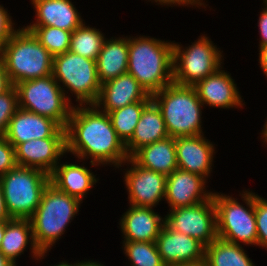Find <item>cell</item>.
Segmentation results:
<instances>
[{"label": "cell", "mask_w": 267, "mask_h": 266, "mask_svg": "<svg viewBox=\"0 0 267 266\" xmlns=\"http://www.w3.org/2000/svg\"><path fill=\"white\" fill-rule=\"evenodd\" d=\"M65 130L66 154L70 152L80 162L90 158L92 167L113 165L117 169L129 158L109 115L95 105L73 104Z\"/></svg>", "instance_id": "obj_1"}, {"label": "cell", "mask_w": 267, "mask_h": 266, "mask_svg": "<svg viewBox=\"0 0 267 266\" xmlns=\"http://www.w3.org/2000/svg\"><path fill=\"white\" fill-rule=\"evenodd\" d=\"M152 95L173 83V42L150 36H129L128 69Z\"/></svg>", "instance_id": "obj_2"}, {"label": "cell", "mask_w": 267, "mask_h": 266, "mask_svg": "<svg viewBox=\"0 0 267 266\" xmlns=\"http://www.w3.org/2000/svg\"><path fill=\"white\" fill-rule=\"evenodd\" d=\"M82 202L57 189L50 182L45 187L39 206L30 218L33 238L39 251L49 252L78 214Z\"/></svg>", "instance_id": "obj_3"}, {"label": "cell", "mask_w": 267, "mask_h": 266, "mask_svg": "<svg viewBox=\"0 0 267 266\" xmlns=\"http://www.w3.org/2000/svg\"><path fill=\"white\" fill-rule=\"evenodd\" d=\"M4 45L1 57L12 85L52 75L53 56L33 33L18 27Z\"/></svg>", "instance_id": "obj_4"}, {"label": "cell", "mask_w": 267, "mask_h": 266, "mask_svg": "<svg viewBox=\"0 0 267 266\" xmlns=\"http://www.w3.org/2000/svg\"><path fill=\"white\" fill-rule=\"evenodd\" d=\"M151 98L161 110L170 137L204 134L201 124L204 105L194 87L172 83Z\"/></svg>", "instance_id": "obj_5"}, {"label": "cell", "mask_w": 267, "mask_h": 266, "mask_svg": "<svg viewBox=\"0 0 267 266\" xmlns=\"http://www.w3.org/2000/svg\"><path fill=\"white\" fill-rule=\"evenodd\" d=\"M246 207L232 196L213 192L216 209L217 235L235 244L257 246V227L254 211V192H240ZM240 242V243H239Z\"/></svg>", "instance_id": "obj_6"}, {"label": "cell", "mask_w": 267, "mask_h": 266, "mask_svg": "<svg viewBox=\"0 0 267 266\" xmlns=\"http://www.w3.org/2000/svg\"><path fill=\"white\" fill-rule=\"evenodd\" d=\"M52 76L61 86L67 100L69 91L78 105H94L98 99L101 83L95 60L67 51L53 57ZM62 83V84H61ZM68 89V90H67ZM67 90V91H66Z\"/></svg>", "instance_id": "obj_7"}, {"label": "cell", "mask_w": 267, "mask_h": 266, "mask_svg": "<svg viewBox=\"0 0 267 266\" xmlns=\"http://www.w3.org/2000/svg\"><path fill=\"white\" fill-rule=\"evenodd\" d=\"M0 182L10 218L30 219L50 176L39 169L16 166L2 175Z\"/></svg>", "instance_id": "obj_8"}, {"label": "cell", "mask_w": 267, "mask_h": 266, "mask_svg": "<svg viewBox=\"0 0 267 266\" xmlns=\"http://www.w3.org/2000/svg\"><path fill=\"white\" fill-rule=\"evenodd\" d=\"M174 42L173 83L193 87L222 67L223 51L205 34L188 47Z\"/></svg>", "instance_id": "obj_9"}, {"label": "cell", "mask_w": 267, "mask_h": 266, "mask_svg": "<svg viewBox=\"0 0 267 266\" xmlns=\"http://www.w3.org/2000/svg\"><path fill=\"white\" fill-rule=\"evenodd\" d=\"M19 108L49 117L66 128L73 105L52 75L19 82Z\"/></svg>", "instance_id": "obj_10"}, {"label": "cell", "mask_w": 267, "mask_h": 266, "mask_svg": "<svg viewBox=\"0 0 267 266\" xmlns=\"http://www.w3.org/2000/svg\"><path fill=\"white\" fill-rule=\"evenodd\" d=\"M164 218L172 230L196 238L205 246L218 238L213 196L193 206L169 210Z\"/></svg>", "instance_id": "obj_11"}, {"label": "cell", "mask_w": 267, "mask_h": 266, "mask_svg": "<svg viewBox=\"0 0 267 266\" xmlns=\"http://www.w3.org/2000/svg\"><path fill=\"white\" fill-rule=\"evenodd\" d=\"M14 148L17 166L39 169L50 175L66 155V130L60 127L51 137L26 141Z\"/></svg>", "instance_id": "obj_12"}, {"label": "cell", "mask_w": 267, "mask_h": 266, "mask_svg": "<svg viewBox=\"0 0 267 266\" xmlns=\"http://www.w3.org/2000/svg\"><path fill=\"white\" fill-rule=\"evenodd\" d=\"M124 165H131L128 169H123L129 205L154 208L164 200L167 179L165 174L141 167L131 158L120 168Z\"/></svg>", "instance_id": "obj_13"}, {"label": "cell", "mask_w": 267, "mask_h": 266, "mask_svg": "<svg viewBox=\"0 0 267 266\" xmlns=\"http://www.w3.org/2000/svg\"><path fill=\"white\" fill-rule=\"evenodd\" d=\"M166 266L197 263L205 260V245L198 239L172 230L164 223L155 241Z\"/></svg>", "instance_id": "obj_14"}, {"label": "cell", "mask_w": 267, "mask_h": 266, "mask_svg": "<svg viewBox=\"0 0 267 266\" xmlns=\"http://www.w3.org/2000/svg\"><path fill=\"white\" fill-rule=\"evenodd\" d=\"M207 183L200 175L176 169L167 176L164 201L169 210L205 202L213 196V191L206 190Z\"/></svg>", "instance_id": "obj_15"}, {"label": "cell", "mask_w": 267, "mask_h": 266, "mask_svg": "<svg viewBox=\"0 0 267 266\" xmlns=\"http://www.w3.org/2000/svg\"><path fill=\"white\" fill-rule=\"evenodd\" d=\"M178 169L210 177L216 147L204 134L175 138Z\"/></svg>", "instance_id": "obj_16"}, {"label": "cell", "mask_w": 267, "mask_h": 266, "mask_svg": "<svg viewBox=\"0 0 267 266\" xmlns=\"http://www.w3.org/2000/svg\"><path fill=\"white\" fill-rule=\"evenodd\" d=\"M220 67L215 73L207 76L193 86L198 98L205 106L213 108L233 109L242 108L245 102L242 100L239 89L231 74Z\"/></svg>", "instance_id": "obj_17"}, {"label": "cell", "mask_w": 267, "mask_h": 266, "mask_svg": "<svg viewBox=\"0 0 267 266\" xmlns=\"http://www.w3.org/2000/svg\"><path fill=\"white\" fill-rule=\"evenodd\" d=\"M142 100H152L151 95L127 72L103 83L94 105L108 113Z\"/></svg>", "instance_id": "obj_18"}, {"label": "cell", "mask_w": 267, "mask_h": 266, "mask_svg": "<svg viewBox=\"0 0 267 266\" xmlns=\"http://www.w3.org/2000/svg\"><path fill=\"white\" fill-rule=\"evenodd\" d=\"M120 219L122 241L155 242L165 223L154 208L129 205Z\"/></svg>", "instance_id": "obj_19"}, {"label": "cell", "mask_w": 267, "mask_h": 266, "mask_svg": "<svg viewBox=\"0 0 267 266\" xmlns=\"http://www.w3.org/2000/svg\"><path fill=\"white\" fill-rule=\"evenodd\" d=\"M60 127L49 117L18 108L4 136L15 147L26 141L51 137Z\"/></svg>", "instance_id": "obj_20"}, {"label": "cell", "mask_w": 267, "mask_h": 266, "mask_svg": "<svg viewBox=\"0 0 267 266\" xmlns=\"http://www.w3.org/2000/svg\"><path fill=\"white\" fill-rule=\"evenodd\" d=\"M36 12V21L27 26H53L73 32L83 23L71 0H30Z\"/></svg>", "instance_id": "obj_21"}, {"label": "cell", "mask_w": 267, "mask_h": 266, "mask_svg": "<svg viewBox=\"0 0 267 266\" xmlns=\"http://www.w3.org/2000/svg\"><path fill=\"white\" fill-rule=\"evenodd\" d=\"M30 243V245H29ZM30 246L31 257L36 261H42L47 252H40L33 238L32 224L30 219L10 218L5 226L4 237L0 244V252L15 266L17 258Z\"/></svg>", "instance_id": "obj_22"}, {"label": "cell", "mask_w": 267, "mask_h": 266, "mask_svg": "<svg viewBox=\"0 0 267 266\" xmlns=\"http://www.w3.org/2000/svg\"><path fill=\"white\" fill-rule=\"evenodd\" d=\"M86 163H58L50 176V183L57 189L76 197L83 203V198L86 197L94 185L99 181L96 175L85 167ZM83 165V166H82Z\"/></svg>", "instance_id": "obj_23"}, {"label": "cell", "mask_w": 267, "mask_h": 266, "mask_svg": "<svg viewBox=\"0 0 267 266\" xmlns=\"http://www.w3.org/2000/svg\"><path fill=\"white\" fill-rule=\"evenodd\" d=\"M169 137L167 128L156 103L151 100L143 109L135 132L125 144L129 158L143 146Z\"/></svg>", "instance_id": "obj_24"}, {"label": "cell", "mask_w": 267, "mask_h": 266, "mask_svg": "<svg viewBox=\"0 0 267 266\" xmlns=\"http://www.w3.org/2000/svg\"><path fill=\"white\" fill-rule=\"evenodd\" d=\"M128 49V36L105 39L96 60L97 74L101 85L127 73Z\"/></svg>", "instance_id": "obj_25"}, {"label": "cell", "mask_w": 267, "mask_h": 266, "mask_svg": "<svg viewBox=\"0 0 267 266\" xmlns=\"http://www.w3.org/2000/svg\"><path fill=\"white\" fill-rule=\"evenodd\" d=\"M130 158L137 165L166 176L178 169L175 138L170 136L143 146Z\"/></svg>", "instance_id": "obj_26"}, {"label": "cell", "mask_w": 267, "mask_h": 266, "mask_svg": "<svg viewBox=\"0 0 267 266\" xmlns=\"http://www.w3.org/2000/svg\"><path fill=\"white\" fill-rule=\"evenodd\" d=\"M242 244L217 238L205 247V261L208 266H256Z\"/></svg>", "instance_id": "obj_27"}, {"label": "cell", "mask_w": 267, "mask_h": 266, "mask_svg": "<svg viewBox=\"0 0 267 266\" xmlns=\"http://www.w3.org/2000/svg\"><path fill=\"white\" fill-rule=\"evenodd\" d=\"M86 25L84 21L72 32L69 51L96 61L106 38L99 29Z\"/></svg>", "instance_id": "obj_28"}, {"label": "cell", "mask_w": 267, "mask_h": 266, "mask_svg": "<svg viewBox=\"0 0 267 266\" xmlns=\"http://www.w3.org/2000/svg\"><path fill=\"white\" fill-rule=\"evenodd\" d=\"M151 100H142L108 112L118 137L126 144L135 132L144 107Z\"/></svg>", "instance_id": "obj_29"}, {"label": "cell", "mask_w": 267, "mask_h": 266, "mask_svg": "<svg viewBox=\"0 0 267 266\" xmlns=\"http://www.w3.org/2000/svg\"><path fill=\"white\" fill-rule=\"evenodd\" d=\"M54 57L69 51L72 32L53 26H25Z\"/></svg>", "instance_id": "obj_30"}, {"label": "cell", "mask_w": 267, "mask_h": 266, "mask_svg": "<svg viewBox=\"0 0 267 266\" xmlns=\"http://www.w3.org/2000/svg\"><path fill=\"white\" fill-rule=\"evenodd\" d=\"M122 244L130 266H166L155 242L123 241Z\"/></svg>", "instance_id": "obj_31"}, {"label": "cell", "mask_w": 267, "mask_h": 266, "mask_svg": "<svg viewBox=\"0 0 267 266\" xmlns=\"http://www.w3.org/2000/svg\"><path fill=\"white\" fill-rule=\"evenodd\" d=\"M19 108L18 92L14 85L0 94V135H4L10 119Z\"/></svg>", "instance_id": "obj_32"}, {"label": "cell", "mask_w": 267, "mask_h": 266, "mask_svg": "<svg viewBox=\"0 0 267 266\" xmlns=\"http://www.w3.org/2000/svg\"><path fill=\"white\" fill-rule=\"evenodd\" d=\"M257 246L267 249V200L254 192Z\"/></svg>", "instance_id": "obj_33"}, {"label": "cell", "mask_w": 267, "mask_h": 266, "mask_svg": "<svg viewBox=\"0 0 267 266\" xmlns=\"http://www.w3.org/2000/svg\"><path fill=\"white\" fill-rule=\"evenodd\" d=\"M17 166L14 146L0 135V177Z\"/></svg>", "instance_id": "obj_34"}, {"label": "cell", "mask_w": 267, "mask_h": 266, "mask_svg": "<svg viewBox=\"0 0 267 266\" xmlns=\"http://www.w3.org/2000/svg\"><path fill=\"white\" fill-rule=\"evenodd\" d=\"M7 11L8 10L3 5H0V54L6 42L17 29L14 26L15 23L12 20V16H10V13Z\"/></svg>", "instance_id": "obj_35"}, {"label": "cell", "mask_w": 267, "mask_h": 266, "mask_svg": "<svg viewBox=\"0 0 267 266\" xmlns=\"http://www.w3.org/2000/svg\"><path fill=\"white\" fill-rule=\"evenodd\" d=\"M264 8L260 11V16L258 22L259 27V48L267 46V2L263 0Z\"/></svg>", "instance_id": "obj_36"}, {"label": "cell", "mask_w": 267, "mask_h": 266, "mask_svg": "<svg viewBox=\"0 0 267 266\" xmlns=\"http://www.w3.org/2000/svg\"><path fill=\"white\" fill-rule=\"evenodd\" d=\"M151 1V2H154V3H157L155 5H166V6H171V7H174V6H187V7H205L208 6V4L206 5L205 2H203V0H148V2ZM173 5V6H172Z\"/></svg>", "instance_id": "obj_37"}, {"label": "cell", "mask_w": 267, "mask_h": 266, "mask_svg": "<svg viewBox=\"0 0 267 266\" xmlns=\"http://www.w3.org/2000/svg\"><path fill=\"white\" fill-rule=\"evenodd\" d=\"M12 86L8 74L5 70L3 59L0 55V94L7 91Z\"/></svg>", "instance_id": "obj_38"}, {"label": "cell", "mask_w": 267, "mask_h": 266, "mask_svg": "<svg viewBox=\"0 0 267 266\" xmlns=\"http://www.w3.org/2000/svg\"><path fill=\"white\" fill-rule=\"evenodd\" d=\"M259 64L262 72L264 73L263 75H266L267 78V46L265 47H260L259 49Z\"/></svg>", "instance_id": "obj_39"}, {"label": "cell", "mask_w": 267, "mask_h": 266, "mask_svg": "<svg viewBox=\"0 0 267 266\" xmlns=\"http://www.w3.org/2000/svg\"><path fill=\"white\" fill-rule=\"evenodd\" d=\"M10 216L7 212L6 205H5V198L3 195V189L0 182V221L1 220H9Z\"/></svg>", "instance_id": "obj_40"}, {"label": "cell", "mask_w": 267, "mask_h": 266, "mask_svg": "<svg viewBox=\"0 0 267 266\" xmlns=\"http://www.w3.org/2000/svg\"><path fill=\"white\" fill-rule=\"evenodd\" d=\"M77 266H105L104 264L98 262V261H93V260H88L86 259V261L82 260V261H77Z\"/></svg>", "instance_id": "obj_41"}, {"label": "cell", "mask_w": 267, "mask_h": 266, "mask_svg": "<svg viewBox=\"0 0 267 266\" xmlns=\"http://www.w3.org/2000/svg\"><path fill=\"white\" fill-rule=\"evenodd\" d=\"M0 266H15L0 252Z\"/></svg>", "instance_id": "obj_42"}, {"label": "cell", "mask_w": 267, "mask_h": 266, "mask_svg": "<svg viewBox=\"0 0 267 266\" xmlns=\"http://www.w3.org/2000/svg\"><path fill=\"white\" fill-rule=\"evenodd\" d=\"M8 220H1L0 221V244H1V241L4 237V233H5V226H6V223H7Z\"/></svg>", "instance_id": "obj_43"}, {"label": "cell", "mask_w": 267, "mask_h": 266, "mask_svg": "<svg viewBox=\"0 0 267 266\" xmlns=\"http://www.w3.org/2000/svg\"><path fill=\"white\" fill-rule=\"evenodd\" d=\"M266 122L264 123L263 129L261 131V139L263 138V143L267 144V119L265 120Z\"/></svg>", "instance_id": "obj_44"}, {"label": "cell", "mask_w": 267, "mask_h": 266, "mask_svg": "<svg viewBox=\"0 0 267 266\" xmlns=\"http://www.w3.org/2000/svg\"><path fill=\"white\" fill-rule=\"evenodd\" d=\"M177 266H208L207 262L205 260L197 263H191V264H181Z\"/></svg>", "instance_id": "obj_45"}, {"label": "cell", "mask_w": 267, "mask_h": 266, "mask_svg": "<svg viewBox=\"0 0 267 266\" xmlns=\"http://www.w3.org/2000/svg\"><path fill=\"white\" fill-rule=\"evenodd\" d=\"M51 265H52V266H77V262H75V263L72 264V262H71V263H67V262L64 260V261H62V262L60 261V263L57 264V265H56V264H54V265L51 264ZM51 265H50V266H51Z\"/></svg>", "instance_id": "obj_46"}]
</instances>
